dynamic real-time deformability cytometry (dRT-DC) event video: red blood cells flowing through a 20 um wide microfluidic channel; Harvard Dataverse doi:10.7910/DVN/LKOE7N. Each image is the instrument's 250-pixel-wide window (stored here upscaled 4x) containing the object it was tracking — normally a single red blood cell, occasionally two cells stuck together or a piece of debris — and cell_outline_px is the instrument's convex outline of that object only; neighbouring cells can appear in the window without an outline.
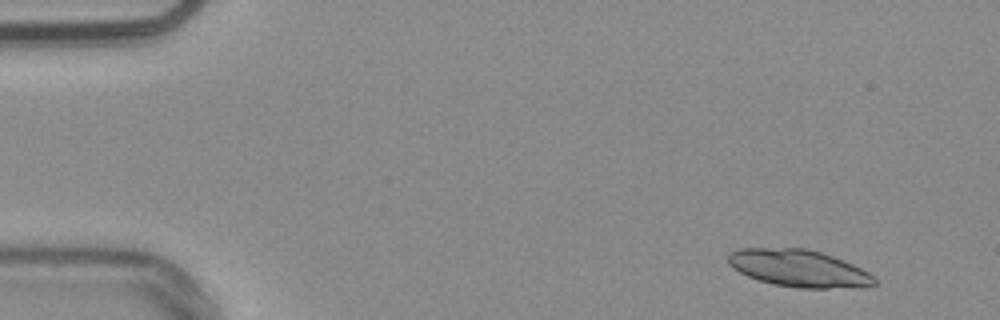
{"species": "common noctule bat (a hibernating species)", "species_latin": "Nyctalus noctula", "temperature_condition": "warm", "stored_images_in_passage": 50, "camera_frame_rate_fps": 3000, "um_per_image_px": 0.085, "animal": {"sex": "male", "body_mass_g": 20.4}, "frame": {"image": 1, "passage_image": 1, "time_ms": 0.0, "image_size_px": [1000, 320], "cell_outline_px": [[876, 284], [868, 288], [800, 288], [772, 284], [748, 276], [732, 268], [728, 264], [728, 252], [740, 248], [808, 248], [832, 256], [852, 264], [868, 272], [876, 280]], "centroid_in_image_um": [67.9, 22.81], "position_along_channel_um": 17.1, "area_um2": 31.85}, "authors_computed_cell_mechanics": {"area_um2": 23.8425, "velocity_mm_per_s": 3.7429, "shape_relaxation_time_tau1_ms": null, "shape_relaxation_time_tau2_ms": 3.1174, "deformation_change_tau1": null, "deformation_change_tau2": 0.0913}}